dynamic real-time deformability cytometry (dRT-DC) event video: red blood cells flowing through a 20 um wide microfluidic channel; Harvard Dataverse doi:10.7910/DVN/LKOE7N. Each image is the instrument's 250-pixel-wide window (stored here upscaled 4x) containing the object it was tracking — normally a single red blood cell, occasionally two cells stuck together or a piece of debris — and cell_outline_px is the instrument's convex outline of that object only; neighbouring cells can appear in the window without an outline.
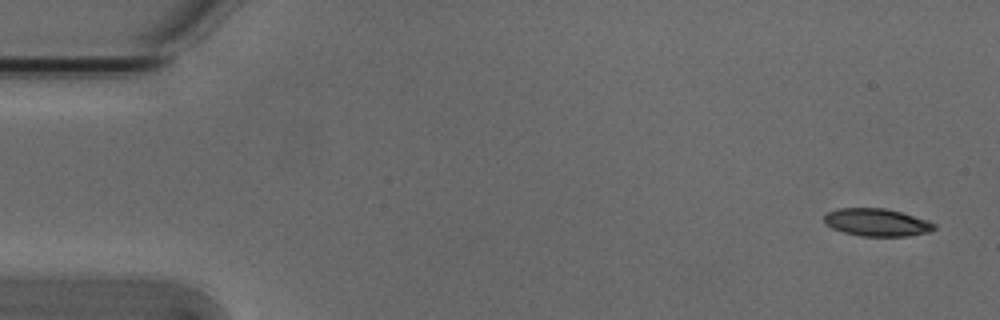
{"species": "Egyptian fruit bat (a non-hibernating species)", "species_latin": "Rousettus aegyptiacus", "temperature_condition": "cold", "stored_images_in_passage": 6, "camera_frame_rate_fps": 3000, "um_per_image_px": 0.085, "animal": {"sex": "male"}, "frame": {"image": 1, "passage_image": 1, "time_ms": 0.0, "image_size_px": [1000, 320], "cell_outline_px": [[936, 228], [928, 232], [908, 236], [860, 236], [844, 232], [832, 228], [824, 224], [824, 216], [828, 212], [836, 208], [884, 208], [900, 212], [928, 220], [936, 224]], "centroid_in_image_um": [74.51, 18.9], "position_along_channel_um": 10.5, "area_um2": 17.74}}
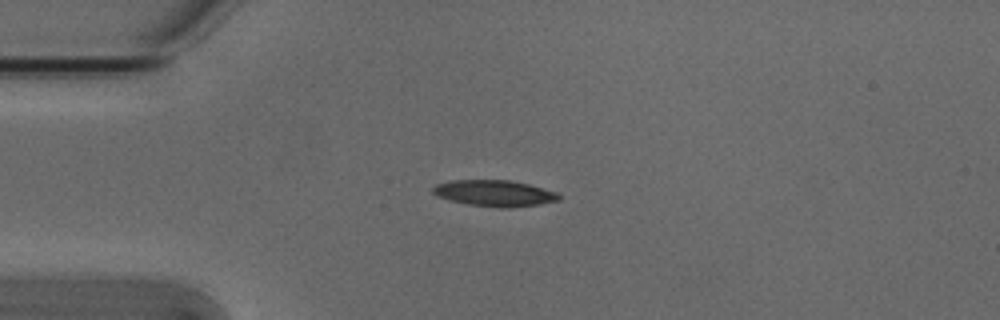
{"frame": {"image": 2, "passage_image": 4, "time_ms": 1.0, "image_size_px": [1000, 320], "cell_outline_px": [[560, 200], [540, 204], [508, 208], [500, 208], [468, 204], [448, 200], [436, 196], [432, 192], [432, 188], [436, 184], [452, 180], [508, 180], [528, 184], [556, 192], [560, 196]], "centroid_in_image_um": [42.0, 16.43], "position_along_channel_um": 43.0, "area_um2": 19.25}}
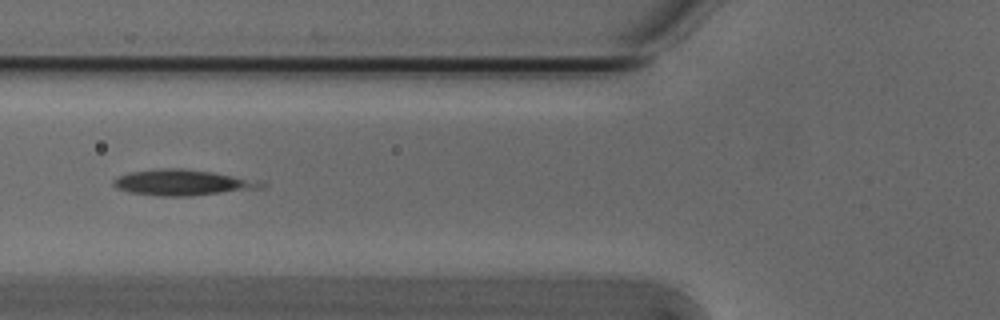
{"frame": {"image": 3, "passage_image": 6, "time_ms": 1.667, "image_size_px": [1000, 320], "cell_outline_px": [[268, 184], [264, 188], [192, 196], [156, 196], [128, 192], [116, 188], [112, 184], [112, 180], [116, 176], [128, 172], [160, 168], [180, 168], [212, 172], [264, 180]], "centroid_in_image_um": [15.56, 15.52], "position_along_channel_um": 110.2, "area_um2": 22.83}}